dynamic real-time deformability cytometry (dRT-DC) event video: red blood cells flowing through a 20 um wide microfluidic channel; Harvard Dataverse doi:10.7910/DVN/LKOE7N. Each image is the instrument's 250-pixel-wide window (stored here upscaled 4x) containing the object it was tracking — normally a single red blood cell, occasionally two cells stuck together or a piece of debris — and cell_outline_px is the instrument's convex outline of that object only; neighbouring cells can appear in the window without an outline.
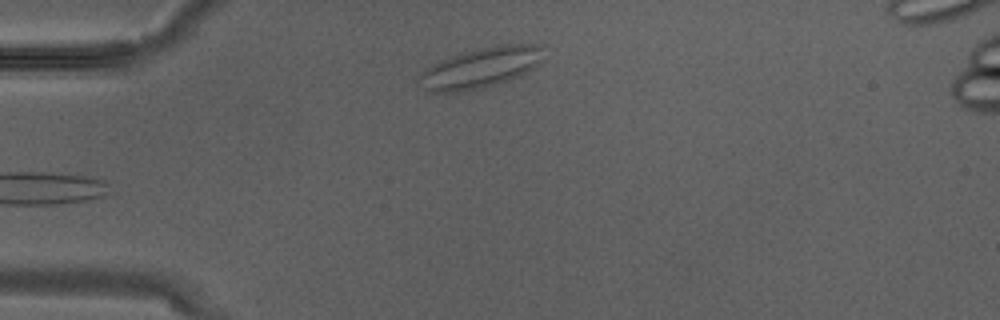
{"species": "Egyptian fruit bat (a non-hibernating species)", "species_latin": "Rousettus aegyptiacus", "temperature_condition": "warm", "stored_images_in_passage": 1, "camera_frame_rate_fps": 3000, "um_per_image_px": 0.085, "animal": {"sex": "male"}, "frame": {"image": 1, "passage_image": 1, "time_ms": 0.0, "image_size_px": [1000, 320], "cell_outline_px": [[544, 44], [540, 60], [528, 72], [492, 84], [476, 88], [456, 92], [428, 92], [416, 80], [420, 72], [432, 64], [440, 60], [464, 52], [500, 44]], "centroid_in_image_um": [40.8, 5.74], "position_along_channel_um": 44.2, "area_um2": 28.67}}